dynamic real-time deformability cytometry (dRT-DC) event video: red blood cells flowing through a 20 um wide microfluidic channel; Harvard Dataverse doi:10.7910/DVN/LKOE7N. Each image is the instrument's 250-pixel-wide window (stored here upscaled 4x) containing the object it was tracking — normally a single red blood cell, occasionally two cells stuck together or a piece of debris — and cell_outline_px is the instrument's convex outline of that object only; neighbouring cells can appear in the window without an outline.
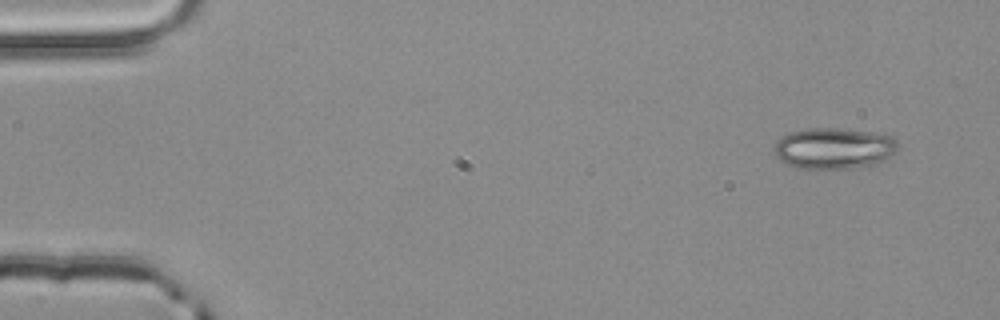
{"species": "common noctule bat (a hibernating species)", "species_latin": "Nyctalus noctula", "temperature_condition": "room temperature", "stored_images_in_passage": 3, "camera_frame_rate_fps": 3000, "um_per_image_px": 0.085, "animal": {"sex": "male", "body_mass_g": 20.4}, "frame": {"image": 1, "passage_image": 1, "time_ms": 0.0, "image_size_px": [1000, 320], "cell_outline_px": [[900, 144], [896, 152], [884, 160], [876, 164], [852, 168], [796, 168], [780, 160], [776, 156], [772, 148], [776, 140], [780, 136], [792, 132], [812, 128], [836, 128], [884, 132], [892, 136]], "centroid_in_image_um": [70.92, 12.59], "position_along_channel_um": 14.1, "area_um2": 30.17}}